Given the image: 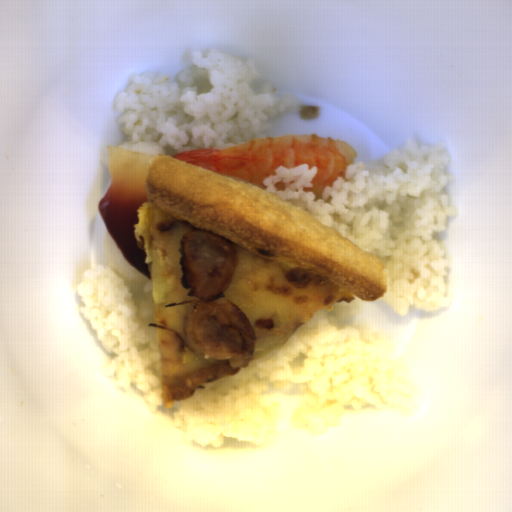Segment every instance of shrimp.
Returning <instances> with one entry per match:
<instances>
[{
    "label": "shrimp",
    "mask_w": 512,
    "mask_h": 512,
    "mask_svg": "<svg viewBox=\"0 0 512 512\" xmlns=\"http://www.w3.org/2000/svg\"><path fill=\"white\" fill-rule=\"evenodd\" d=\"M356 155L352 145L340 139L301 134L255 138L224 149L188 150L173 157L239 178L264 190V180L274 176L279 167L291 170L302 164L315 166L312 187L303 190L312 192L319 199L337 179L346 176L348 168L356 162Z\"/></svg>",
    "instance_id": "obj_1"
}]
</instances>
